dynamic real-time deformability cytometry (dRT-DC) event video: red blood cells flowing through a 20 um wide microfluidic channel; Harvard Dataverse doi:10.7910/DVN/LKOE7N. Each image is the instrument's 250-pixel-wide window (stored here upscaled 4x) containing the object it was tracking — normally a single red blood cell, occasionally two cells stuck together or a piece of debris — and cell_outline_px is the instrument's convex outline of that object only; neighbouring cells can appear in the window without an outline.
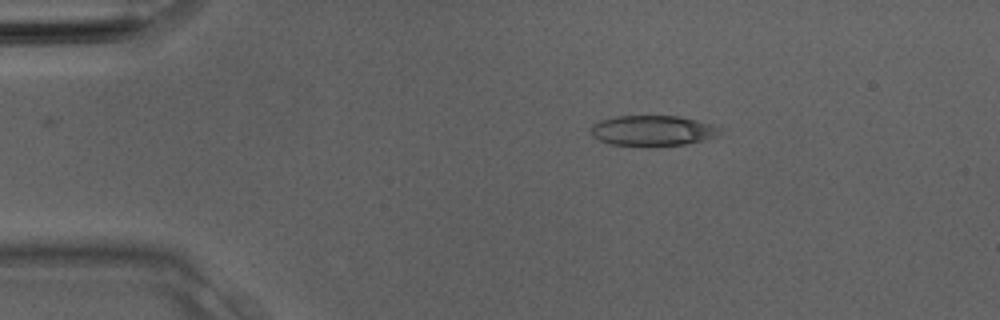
{"species": "Egyptian fruit bat (a non-hibernating species)", "species_latin": "Rousettus aegyptiacus", "temperature_condition": "room temperature", "stored_images_in_passage": 2, "camera_frame_rate_fps": 3000, "um_per_image_px": 0.085, "animal": {"sex": "male"}, "frame": {"image": 1, "passage_image": 1, "time_ms": 0.0, "image_size_px": [1000, 320], "cell_outline_px": [[720, 132], [716, 136], [704, 140], [684, 144], [644, 148], [612, 144], [600, 140], [592, 136], [592, 124], [600, 120], [616, 116], [680, 116], [696, 120], [720, 128]], "centroid_in_image_um": [55.44, 11.13], "position_along_channel_um": 29.6, "area_um2": 23.12}}